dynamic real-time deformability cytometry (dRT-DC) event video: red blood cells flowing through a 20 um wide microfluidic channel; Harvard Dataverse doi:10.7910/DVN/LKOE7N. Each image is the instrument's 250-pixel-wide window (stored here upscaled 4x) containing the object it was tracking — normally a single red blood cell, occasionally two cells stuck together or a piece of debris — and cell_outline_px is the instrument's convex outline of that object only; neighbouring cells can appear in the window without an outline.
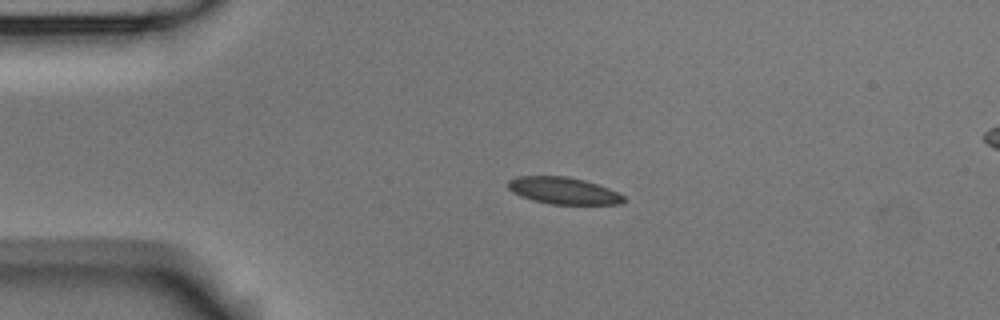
{"species": "Egyptian fruit bat (a non-hibernating species)", "species_latin": "Rousettus aegyptiacus", "temperature_condition": "room temperature", "stored_images_in_passage": 3, "segment_of_instrument_passage": [1, 2], "camera_frame_rate_fps": 3000, "um_per_image_px": 0.085, "animal": {"sex": "male"}, "frame": {"image": 1, "passage_image": 1, "time_ms": 0.0, "image_size_px": [1000, 320], "cell_outline_px": [[624, 200], [620, 204], [552, 204], [532, 200], [520, 196], [512, 192], [508, 188], [508, 180], [516, 176], [568, 176], [584, 180], [608, 188], [624, 196]], "centroid_in_image_um": [47.84, 16.2], "position_along_channel_um": 37.2, "area_um2": 18.03}}